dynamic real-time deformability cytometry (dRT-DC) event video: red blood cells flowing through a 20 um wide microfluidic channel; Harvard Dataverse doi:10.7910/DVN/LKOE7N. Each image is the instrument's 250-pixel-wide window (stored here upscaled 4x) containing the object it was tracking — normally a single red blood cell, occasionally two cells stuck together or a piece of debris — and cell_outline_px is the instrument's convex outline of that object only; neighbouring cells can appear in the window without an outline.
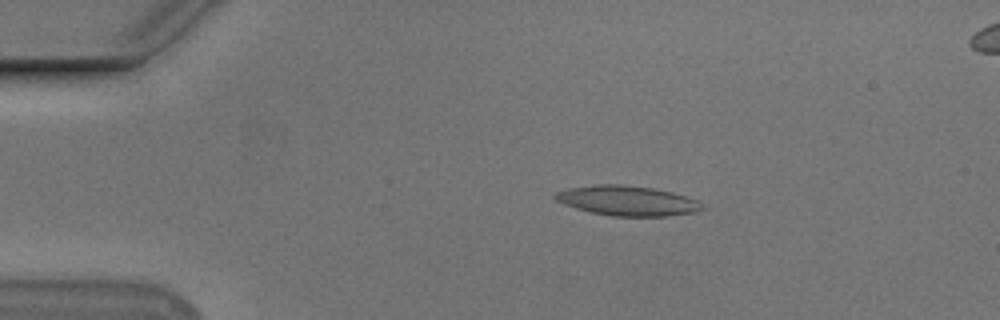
{"species": "Egyptian fruit bat (a non-hibernating species)", "species_latin": "Rousettus aegyptiacus", "temperature_condition": "cold", "stored_images_in_passage": 54, "camera_frame_rate_fps": 3000, "um_per_image_px": 0.085, "animal": {"sex": "male"}, "frame": {"image": 1, "passage_image": 10, "time_ms": 3.0, "image_size_px": [1000, 320], "cell_outline_px": [[704, 208], [692, 212], [668, 216], [612, 216], [592, 212], [576, 208], [556, 200], [552, 196], [556, 192], [568, 188], [596, 184], [620, 184], [652, 188], [672, 192], [696, 200]], "centroid_in_image_um": [53.27, 17.05], "position_along_channel_um": 31.7, "area_um2": 25.26}}
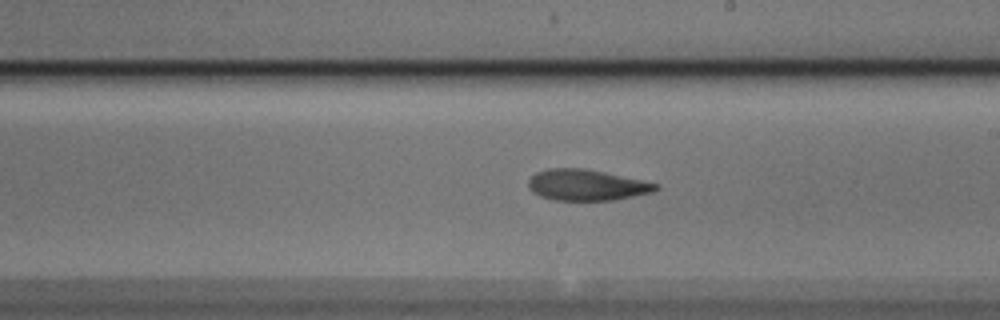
{"frame": {"image": 2, "passage_image": 31, "time_ms": 10.0, "image_size_px": [1000, 320], "cell_outline_px": [[660, 188], [652, 192], [612, 200], [552, 200], [540, 196], [532, 192], [528, 188], [528, 180], [536, 172], [548, 168], [584, 168], [604, 172], [660, 184]], "centroid_in_image_um": [49.83, 15.72], "position_along_channel_um": 239.2, "area_um2": 23.0}}
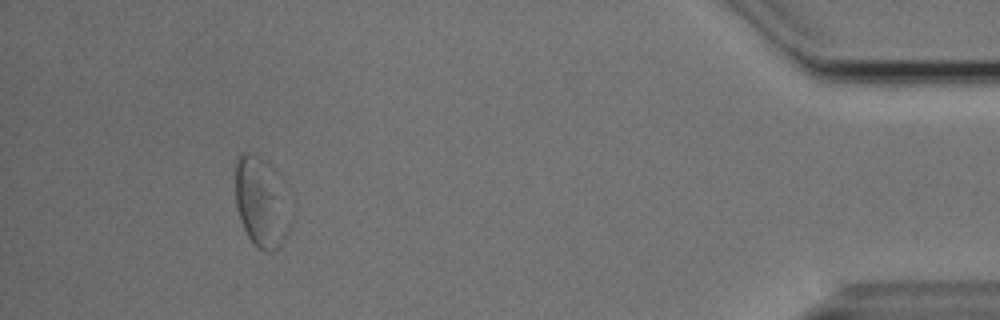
{"frame": {"image": 3, "passage_image": 50, "time_ms": 16.333, "image_size_px": [1000, 320], "cell_outline_px": [[292, 220], [288, 232], [284, 240], [272, 252], [264, 252], [248, 236], [240, 220], [236, 204], [236, 156], [240, 152], [252, 152], [268, 160], [276, 172], [292, 216]], "centroid_in_image_um": [22.21, 17.15], "position_along_channel_um": 413.0, "area_um2": 29.07}, "authors_computed_cell_mechanics": {"area_um2": 24.2182, "velocity_mm_per_s": 3.7226, "shape_relaxation_time_tau1_ms": null, "shape_relaxation_time_tau2_ms": 7.1843, "deformation_change_tau1": null, "deformation_change_tau2": 0.1548}}